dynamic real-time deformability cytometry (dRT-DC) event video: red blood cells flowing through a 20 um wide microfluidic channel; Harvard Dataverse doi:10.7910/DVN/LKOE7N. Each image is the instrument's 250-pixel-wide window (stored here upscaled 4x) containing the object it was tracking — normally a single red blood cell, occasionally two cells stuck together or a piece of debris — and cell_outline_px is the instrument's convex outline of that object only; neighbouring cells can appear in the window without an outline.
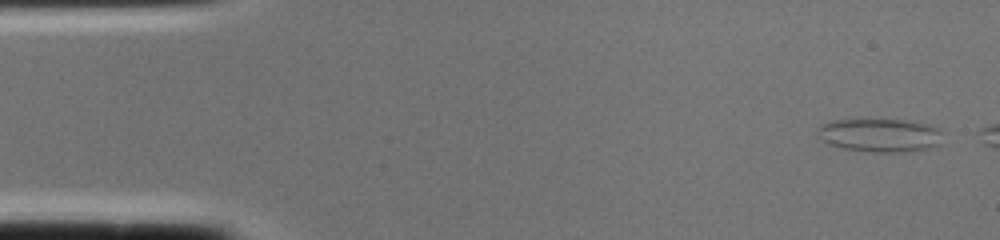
{"species": "common noctule bat (a hibernating species)", "species_latin": "Nyctalus noctula", "temperature_condition": "cold", "stored_images_in_passage": 2, "camera_frame_rate_fps": 3000, "um_per_image_px": 0.085, "animal": {"sex": "female", "body_mass_g": 22.0, "forearm_length_mm": 56.7}, "frame": {"image": 1, "passage_image": 1, "time_ms": 0.0, "image_size_px": [1000, 240], "cell_outline_px": [[940, 144], [924, 148], [896, 152], [872, 152], [844, 148], [828, 144], [820, 140], [816, 132], [820, 124], [832, 120], [904, 120], [924, 124], [936, 128], [940, 132]], "centroid_in_image_um": [74.68, 11.49], "position_along_channel_um": 10.3, "area_um2": 23.93}}